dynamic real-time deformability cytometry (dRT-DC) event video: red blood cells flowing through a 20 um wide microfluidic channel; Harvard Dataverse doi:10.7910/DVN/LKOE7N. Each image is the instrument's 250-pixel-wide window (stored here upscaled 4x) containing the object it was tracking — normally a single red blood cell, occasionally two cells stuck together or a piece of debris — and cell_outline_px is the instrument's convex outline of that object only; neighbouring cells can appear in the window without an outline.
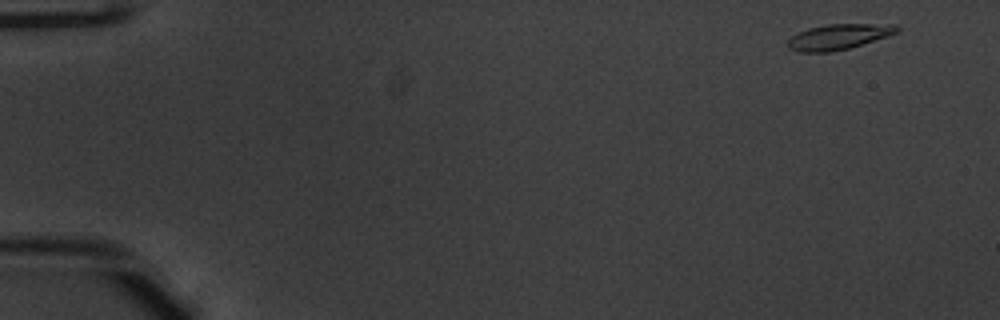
{"species": "common noctule bat (a hibernating species)", "species_latin": "Nyctalus noctula", "temperature_condition": "warm", "stored_images_in_passage": 8, "camera_frame_rate_fps": 3000, "um_per_image_px": 0.085, "animal": {"sex": "male", "body_mass_g": 20.1, "forearm_length_mm": 53.5}, "frame": {"image": 1, "passage_image": 1, "time_ms": 0.0, "image_size_px": [1000, 320], "cell_outline_px": [[900, 28], [896, 32], [888, 36], [848, 48], [828, 52], [800, 52], [788, 48], [788, 40], [792, 36], [808, 28], [828, 24], [896, 24]], "centroid_in_image_um": [71.28, 3.12], "position_along_channel_um": 13.7, "area_um2": 15.95}}